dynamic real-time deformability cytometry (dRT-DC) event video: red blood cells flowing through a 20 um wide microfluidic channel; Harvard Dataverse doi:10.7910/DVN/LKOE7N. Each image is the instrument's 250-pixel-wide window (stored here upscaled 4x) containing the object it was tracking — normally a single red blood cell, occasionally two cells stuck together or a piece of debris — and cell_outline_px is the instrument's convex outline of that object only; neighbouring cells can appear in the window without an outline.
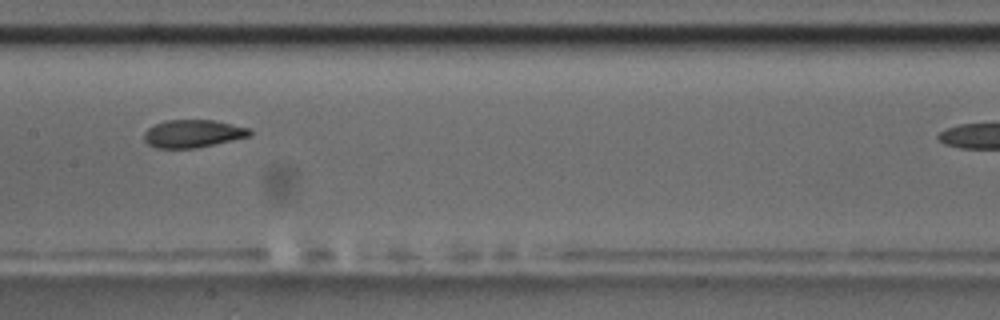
{"species": "common noctule bat (a hibernating species)", "species_latin": "Nyctalus noctula", "temperature_condition": "room temperature", "stored_images_in_passage": 9, "camera_frame_rate_fps": 3000, "um_per_image_px": 0.085, "animal": {"sex": "male", "body_mass_g": 17.5, "forearm_length_mm": 52.3}, "frame": {"image": 1, "passage_image": 6, "time_ms": 5.667, "image_size_px": [1000, 320], "cell_outline_px": [[252, 132], [248, 136], [232, 140], [196, 148], [156, 148], [148, 144], [144, 140], [144, 132], [148, 128], [164, 120], [212, 120], [252, 128]], "centroid_in_image_um": [16.38, 11.35], "position_along_channel_um": 191.0, "area_um2": 17.05}}
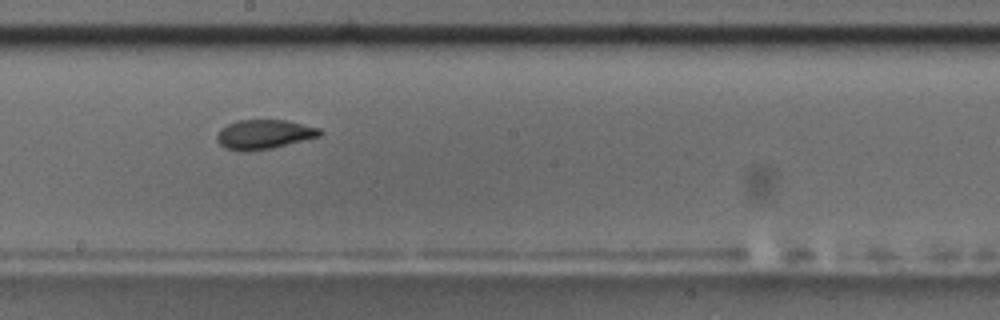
{"frame": {"image": 2, "passage_image": 7, "time_ms": 6.667, "image_size_px": [1000, 320], "cell_outline_px": [[324, 132], [320, 136], [272, 148], [244, 152], [228, 148], [220, 144], [216, 140], [216, 136], [220, 128], [236, 120], [284, 120], [320, 128]], "centroid_in_image_um": [22.43, 11.41], "position_along_channel_um": 225.8, "area_um2": 17.57}}